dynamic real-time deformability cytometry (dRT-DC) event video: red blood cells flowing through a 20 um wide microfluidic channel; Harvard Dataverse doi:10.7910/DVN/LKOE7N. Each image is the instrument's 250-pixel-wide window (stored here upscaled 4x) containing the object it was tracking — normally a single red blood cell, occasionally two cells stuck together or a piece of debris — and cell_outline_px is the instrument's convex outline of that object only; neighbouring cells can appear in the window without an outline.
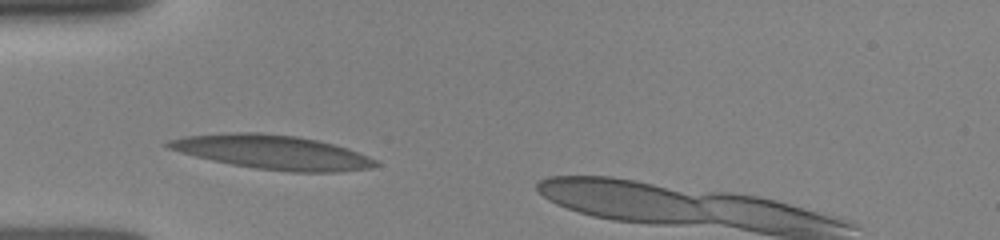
{"species": "human", "species_latin": "Homo sapiens", "temperature_condition": "room temperature", "stored_images_in_passage": 27, "camera_frame_rate_fps": 3000, "um_per_image_px": 0.085, "donor": {"sex": "female"}, "frame": {"image": 1, "passage_image": 1, "time_ms": 0.0, "image_size_px": [1000, 240], "cell_outline_px": [[380, 164], [372, 168], [340, 172], [288, 172], [256, 168], [232, 164], [212, 160], [180, 152], [168, 148], [164, 144], [168, 140], [184, 136], [236, 132], [260, 132], [296, 136], [316, 140], [348, 148], [368, 156], [376, 160]], "centroid_in_image_um": [23.19, 12.94], "position_along_channel_um": 61.8, "area_um2": 41.15}}
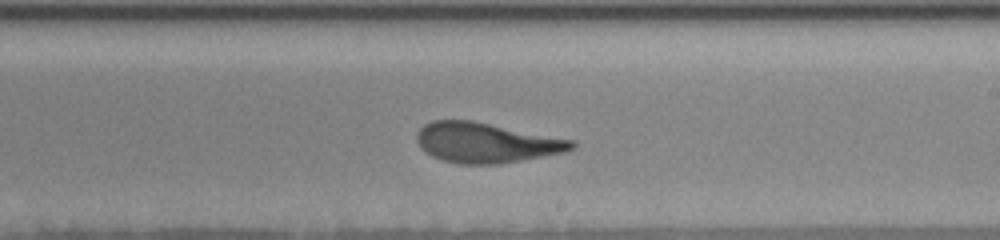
{"frame": {"image": 2, "passage_image": 15, "time_ms": 4.667, "image_size_px": [1000, 240], "cell_outline_px": [[576, 144], [568, 152], [500, 164], [460, 164], [444, 160], [432, 156], [420, 148], [416, 140], [416, 132], [424, 124], [432, 120], [472, 120], [576, 140]], "centroid_in_image_um": [41.34, 12.12], "position_along_channel_um": 247.7, "area_um2": 36.53}}
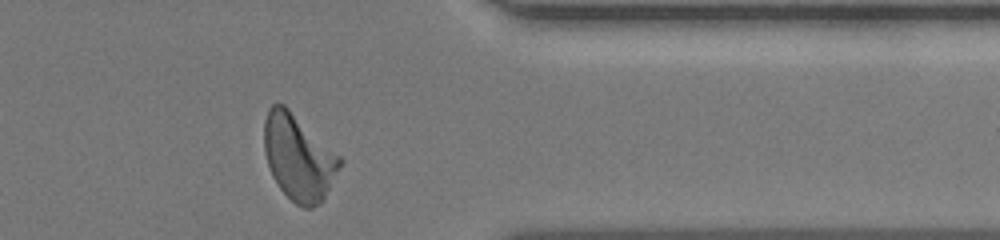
{"frame": {"image": 3, "passage_image": 26, "time_ms": 8.333, "image_size_px": [1000, 240], "cell_outline_px": [[344, 160], [324, 200], [320, 204], [312, 208], [304, 208], [296, 204], [280, 188], [272, 176], [264, 152], [264, 120], [268, 108], [272, 104], [284, 104], [340, 156]], "centroid_in_image_um": [25.38, 13.39], "position_along_channel_um": 386.0, "area_um2": 37.8}}